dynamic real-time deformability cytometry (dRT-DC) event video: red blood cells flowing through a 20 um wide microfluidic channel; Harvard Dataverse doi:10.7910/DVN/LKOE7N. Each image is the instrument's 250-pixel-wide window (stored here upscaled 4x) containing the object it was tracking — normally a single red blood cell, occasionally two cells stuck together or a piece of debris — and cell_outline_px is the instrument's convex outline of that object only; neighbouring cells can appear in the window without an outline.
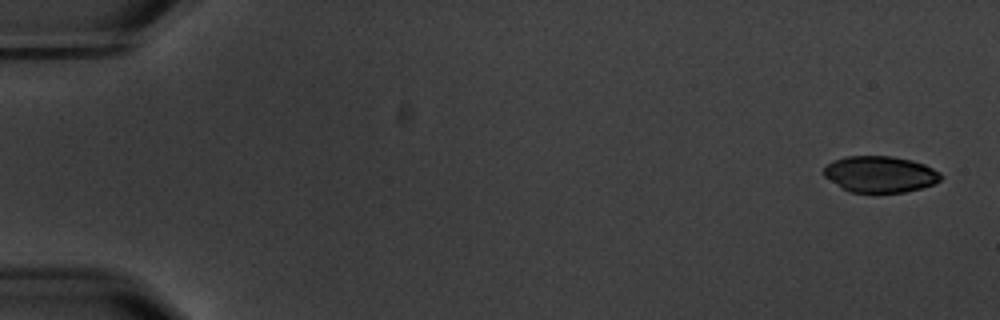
{"species": "common noctule bat (a hibernating species)", "species_latin": "Nyctalus noctula", "temperature_condition": "warm", "stored_images_in_passage": 3, "camera_frame_rate_fps": 3000, "um_per_image_px": 0.085, "animal": {"sex": "male", "body_mass_g": 20.1, "forearm_length_mm": 53.5}, "frame": {"image": 1, "passage_image": 1, "time_ms": 0.0, "image_size_px": [1000, 320], "cell_outline_px": [[940, 180], [936, 184], [904, 192], [852, 192], [844, 188], [824, 176], [824, 168], [832, 160], [844, 156], [892, 156], [912, 160], [924, 164], [940, 172]], "centroid_in_image_um": [74.82, 14.79], "position_along_channel_um": 10.2, "area_um2": 24.57}}